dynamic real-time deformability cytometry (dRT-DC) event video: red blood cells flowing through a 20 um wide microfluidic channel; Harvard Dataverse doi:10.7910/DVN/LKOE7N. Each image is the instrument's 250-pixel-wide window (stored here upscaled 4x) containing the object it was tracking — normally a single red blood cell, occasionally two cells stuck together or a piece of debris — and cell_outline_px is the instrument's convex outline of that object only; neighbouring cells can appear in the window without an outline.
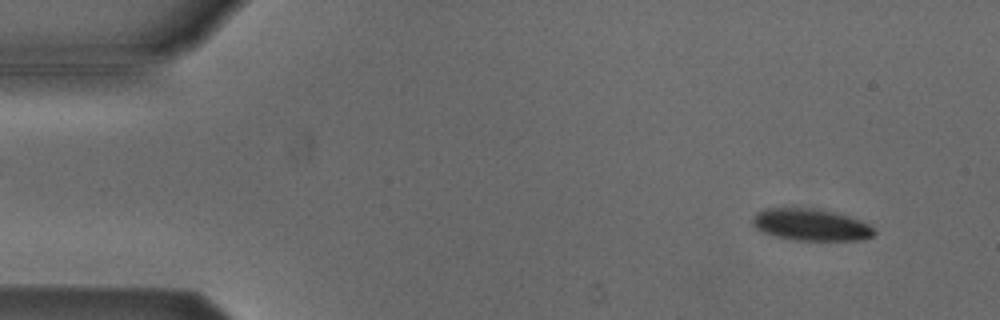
{"species": "Egyptian fruit bat (a non-hibernating species)", "species_latin": "Rousettus aegyptiacus", "temperature_condition": "cold", "stored_images_in_passage": 53, "camera_frame_rate_fps": 3000, "um_per_image_px": 0.085, "animal": {"sex": "male"}, "frame": {"image": 1, "passage_image": 4, "time_ms": 1.0, "image_size_px": [1000, 320], "cell_outline_px": [[876, 232], [872, 236], [864, 240], [792, 240], [772, 236], [760, 232], [752, 224], [752, 216], [756, 212], [764, 208], [812, 208], [832, 212], [860, 220], [868, 224]], "centroid_in_image_um": [68.85, 19.11], "position_along_channel_um": 16.1, "area_um2": 22.72}}
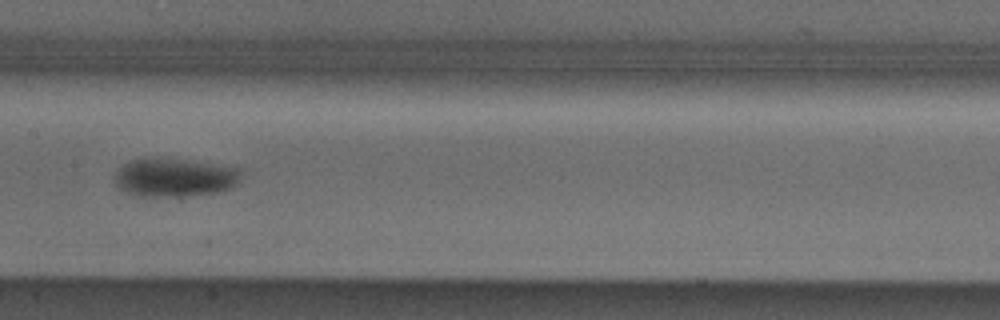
{"frame": {"image": 2, "passage_image": 26, "time_ms": 8.333, "image_size_px": [1000, 320], "cell_outline_px": [[244, 168], [240, 184], [232, 188], [220, 192], [188, 196], [140, 196], [128, 192], [120, 188], [116, 184], [116, 172], [124, 164], [132, 160], [176, 160]], "centroid_in_image_um": [14.97, 15.13], "position_along_channel_um": 192.4, "area_um2": 27.8}}
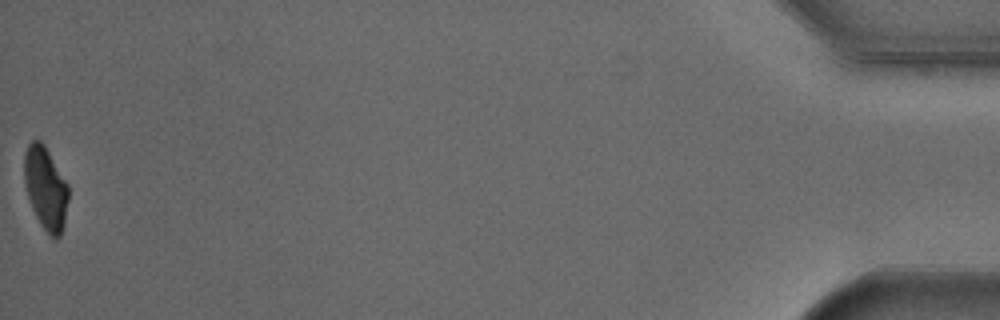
{"frame": {"image": 3, "passage_image": 53, "time_ms": 17.333, "image_size_px": [1000, 320], "cell_outline_px": [[68, 200], [64, 224], [60, 236], [52, 236], [40, 224], [32, 208], [24, 184], [24, 152], [28, 144], [32, 140], [40, 140], [44, 144], [68, 184]], "centroid_in_image_um": [3.87, 15.95], "position_along_channel_um": 431.3, "area_um2": 21.15}, "authors_computed_cell_mechanics": {"area_um2": 24.854, "velocity_mm_per_s": 3.8182, "shape_relaxation_time_tau1_ms": 3.3447, "shape_relaxation_time_tau2_ms": null, "deformation_change_tau1": 0.1073, "deformation_change_tau2": null}}